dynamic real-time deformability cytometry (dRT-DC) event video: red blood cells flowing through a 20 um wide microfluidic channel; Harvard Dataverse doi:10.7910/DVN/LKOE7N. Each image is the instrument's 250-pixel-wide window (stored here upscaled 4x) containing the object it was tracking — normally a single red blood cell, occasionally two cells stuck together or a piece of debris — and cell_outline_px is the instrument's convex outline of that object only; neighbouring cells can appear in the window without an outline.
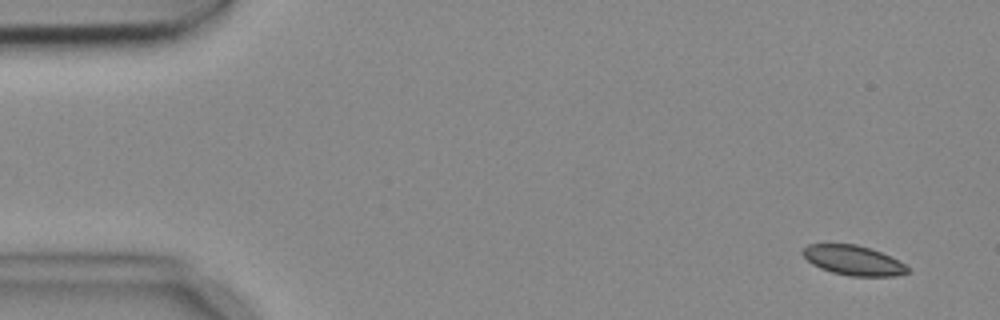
{"species": "common noctule bat (a hibernating species)", "species_latin": "Nyctalus noctula", "temperature_condition": "cold", "stored_images_in_passage": 7, "camera_frame_rate_fps": 3000, "um_per_image_px": 0.085, "animal": {"sex": "female", "body_mass_g": 18.4}, "frame": {"image": 1, "passage_image": 1, "time_ms": 0.0, "image_size_px": [1000, 320], "cell_outline_px": [[908, 272], [896, 276], [848, 276], [832, 272], [820, 268], [812, 264], [800, 252], [808, 244], [856, 244], [880, 252], [904, 264], [908, 268]], "centroid_in_image_um": [72.49, 22.13], "position_along_channel_um": 12.5, "area_um2": 17.92}}
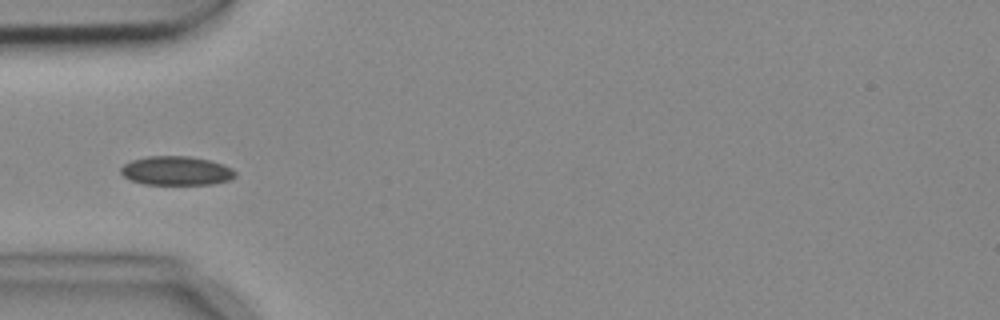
{"frame": {"image": 2, "passage_image": 5, "time_ms": 1.333, "image_size_px": [1000, 320], "cell_outline_px": [[236, 176], [228, 180], [212, 184], [144, 184], [132, 180], [124, 176], [120, 172], [120, 168], [124, 164], [132, 160], [148, 156], [188, 156], [208, 160], [224, 164], [232, 168], [236, 172]], "centroid_in_image_um": [15.0, 14.51], "position_along_channel_um": 70.0, "area_um2": 19.25}}
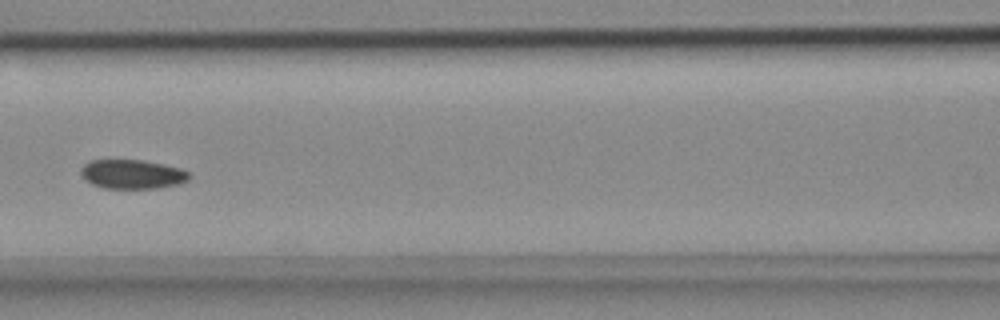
{"frame": {"image": 3, "passage_image": 7, "time_ms": 2.0, "image_size_px": [1000, 320], "cell_outline_px": [[192, 176], [188, 180], [180, 184], [156, 188], [104, 188], [92, 184], [84, 180], [80, 172], [80, 168], [88, 160], [144, 160], [164, 164], [180, 168], [188, 172]], "centroid_in_image_um": [11.23, 14.8], "position_along_channel_um": 155.4, "area_um2": 18.61}}